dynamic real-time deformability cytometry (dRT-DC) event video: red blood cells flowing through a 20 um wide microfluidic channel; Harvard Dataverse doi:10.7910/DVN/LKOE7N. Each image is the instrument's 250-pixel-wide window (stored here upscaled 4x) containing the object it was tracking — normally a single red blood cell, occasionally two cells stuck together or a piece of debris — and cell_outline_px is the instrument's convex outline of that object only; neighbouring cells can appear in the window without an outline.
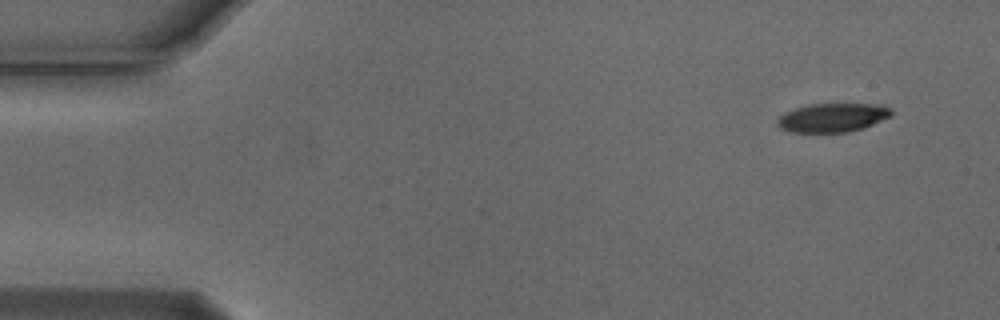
{"species": "Egyptian fruit bat (a non-hibernating species)", "species_latin": "Rousettus aegyptiacus", "temperature_condition": "cold", "stored_images_in_passage": 8, "camera_frame_rate_fps": 3000, "um_per_image_px": 0.085, "animal": {"sex": "male"}, "frame": {"image": 1, "passage_image": 1, "time_ms": 0.0, "image_size_px": [1000, 320], "cell_outline_px": [[892, 116], [864, 128], [848, 132], [788, 132], [780, 128], [776, 124], [776, 120], [780, 116], [796, 108], [808, 104], [884, 104], [892, 108]], "centroid_in_image_um": [70.81, 10.0], "position_along_channel_um": 14.2, "area_um2": 19.31}}
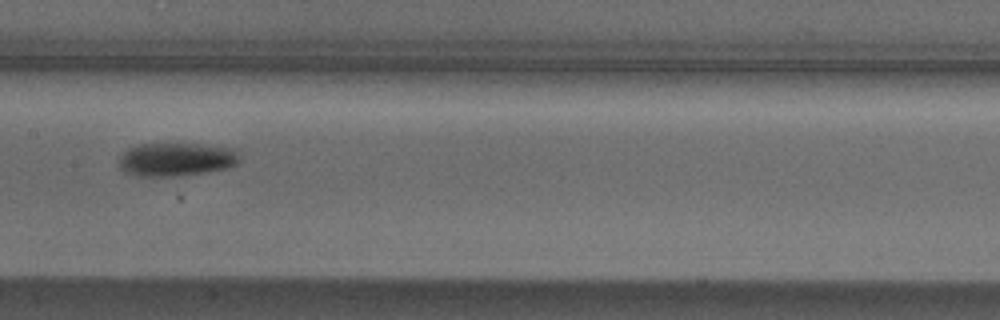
{"frame": {"image": 2, "passage_image": 7, "time_ms": 2.0, "image_size_px": [1000, 320], "cell_outline_px": [[240, 160], [236, 164], [228, 168], [204, 172], [176, 176], [140, 176], [124, 172], [120, 168], [120, 156], [128, 148], [140, 144], [200, 144], [232, 148], [236, 152]], "centroid_in_image_um": [14.97, 13.55], "position_along_channel_um": 192.4, "area_um2": 23.29}}
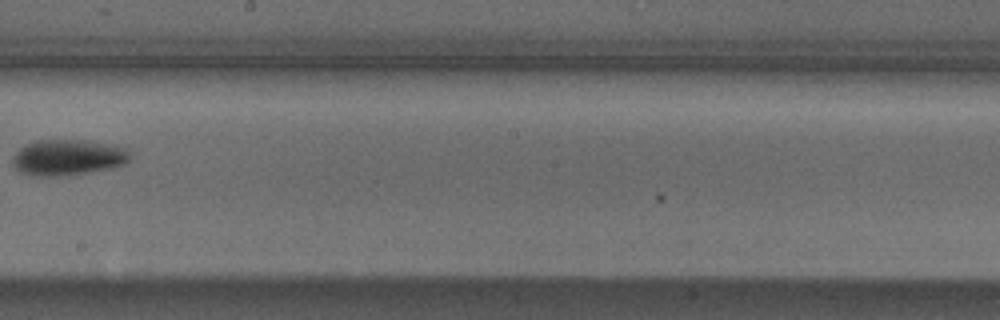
{"frame": {"image": 3, "passage_image": 8, "time_ms": 2.333, "image_size_px": [1000, 320], "cell_outline_px": [[132, 156], [124, 164], [112, 168], [88, 172], [48, 176], [44, 176], [24, 172], [16, 168], [12, 160], [16, 152], [20, 148], [36, 140], [88, 140], [128, 148]], "centroid_in_image_um": [5.84, 13.35], "position_along_channel_um": 242.4, "area_um2": 24.1}}